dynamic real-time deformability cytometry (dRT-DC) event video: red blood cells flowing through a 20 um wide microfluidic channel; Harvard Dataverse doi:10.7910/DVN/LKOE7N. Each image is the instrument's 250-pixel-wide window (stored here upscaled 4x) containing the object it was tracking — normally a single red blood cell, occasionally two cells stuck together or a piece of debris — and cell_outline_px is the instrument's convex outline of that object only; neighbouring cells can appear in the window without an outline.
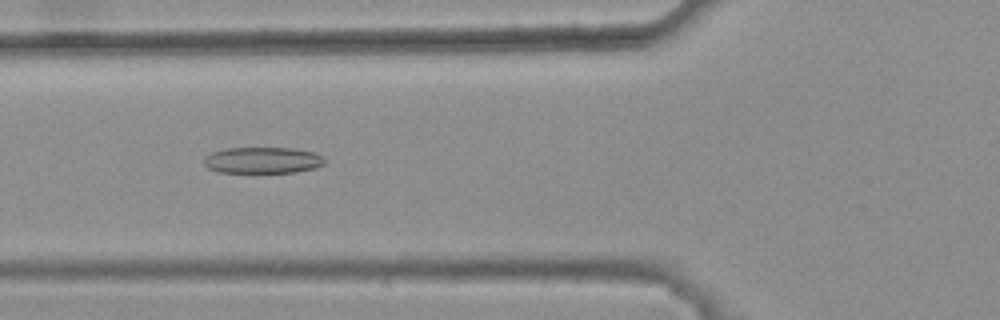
{"species": "common noctule bat (a hibernating species)", "species_latin": "Nyctalus noctula", "temperature_condition": "warm", "stored_images_in_passage": 47, "camera_frame_rate_fps": 3000, "um_per_image_px": 0.085, "animal": {"sex": "female", "body_mass_g": 25.1}, "frame": {"image": 1, "passage_image": 20, "time_ms": 6.333, "image_size_px": [1000, 320], "cell_outline_px": [[324, 164], [316, 168], [296, 172], [220, 172], [208, 168], [204, 164], [204, 156], [212, 152], [224, 148], [292, 148], [312, 152], [324, 156]], "centroid_in_image_um": [22.32, 13.61], "position_along_channel_um": 103.5, "area_um2": 18.5}}
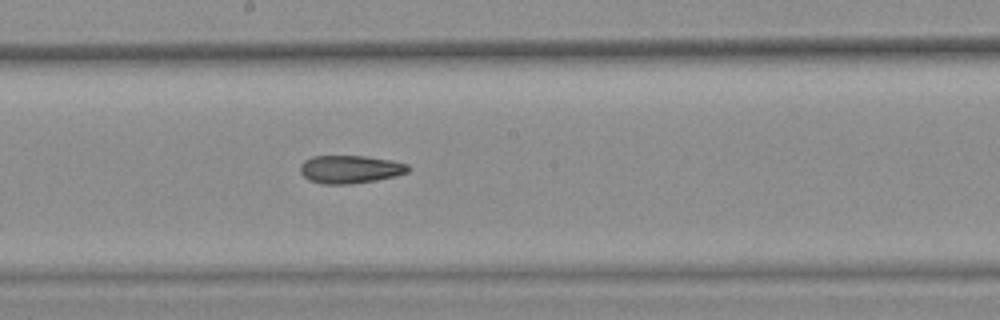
{"frame": {"image": 2, "passage_image": 29, "time_ms": 9.333, "image_size_px": [1000, 320], "cell_outline_px": [[412, 168], [408, 172], [396, 176], [376, 180], [352, 184], [320, 184], [308, 180], [300, 172], [300, 164], [304, 160], [312, 156], [364, 156], [392, 160], [408, 164]], "centroid_in_image_um": [29.77, 14.39], "position_along_channel_um": 218.4, "area_um2": 17.86}}
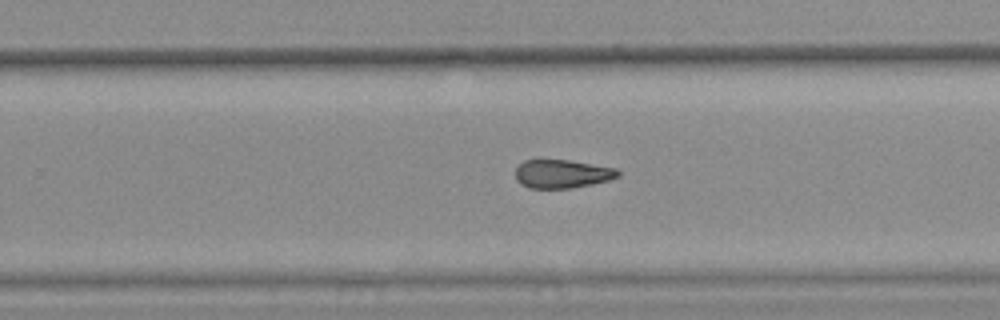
{"frame": {"image": 3, "passage_image": 34, "time_ms": 11.0, "image_size_px": [1000, 320], "cell_outline_px": [[620, 176], [608, 180], [592, 184], [572, 188], [528, 188], [520, 184], [516, 180], [516, 168], [524, 160], [568, 160], [616, 168], [620, 172]], "centroid_in_image_um": [47.77, 14.78], "position_along_channel_um": 282.0, "area_um2": 16.99}, "authors_computed_cell_mechanics": {"area_um2": 18.3804, "velocity_mm_per_s": 3.8292, "shape_relaxation_time_tau1_ms": null, "shape_relaxation_time_tau2_ms": 4.9007, "deformation_change_tau1": null, "deformation_change_tau2": 0.1491}}